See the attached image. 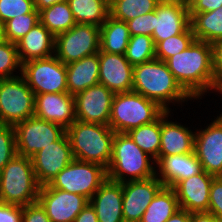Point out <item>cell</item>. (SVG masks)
<instances>
[{"instance_id": "23", "label": "cell", "mask_w": 222, "mask_h": 222, "mask_svg": "<svg viewBox=\"0 0 222 222\" xmlns=\"http://www.w3.org/2000/svg\"><path fill=\"white\" fill-rule=\"evenodd\" d=\"M170 111L160 116V150L159 156L188 154L194 152L195 134L178 123L167 121Z\"/></svg>"}, {"instance_id": "28", "label": "cell", "mask_w": 222, "mask_h": 222, "mask_svg": "<svg viewBox=\"0 0 222 222\" xmlns=\"http://www.w3.org/2000/svg\"><path fill=\"white\" fill-rule=\"evenodd\" d=\"M76 23L101 26L110 16L105 0H67Z\"/></svg>"}, {"instance_id": "47", "label": "cell", "mask_w": 222, "mask_h": 222, "mask_svg": "<svg viewBox=\"0 0 222 222\" xmlns=\"http://www.w3.org/2000/svg\"><path fill=\"white\" fill-rule=\"evenodd\" d=\"M191 212L187 210L178 209L167 221L165 222H190Z\"/></svg>"}, {"instance_id": "27", "label": "cell", "mask_w": 222, "mask_h": 222, "mask_svg": "<svg viewBox=\"0 0 222 222\" xmlns=\"http://www.w3.org/2000/svg\"><path fill=\"white\" fill-rule=\"evenodd\" d=\"M196 40L215 44L222 41V6L211 12L190 13Z\"/></svg>"}, {"instance_id": "49", "label": "cell", "mask_w": 222, "mask_h": 222, "mask_svg": "<svg viewBox=\"0 0 222 222\" xmlns=\"http://www.w3.org/2000/svg\"><path fill=\"white\" fill-rule=\"evenodd\" d=\"M167 1L182 3V4L189 6L193 0H167Z\"/></svg>"}, {"instance_id": "16", "label": "cell", "mask_w": 222, "mask_h": 222, "mask_svg": "<svg viewBox=\"0 0 222 222\" xmlns=\"http://www.w3.org/2000/svg\"><path fill=\"white\" fill-rule=\"evenodd\" d=\"M194 152L202 168L222 176V118L217 117L206 129L195 133Z\"/></svg>"}, {"instance_id": "51", "label": "cell", "mask_w": 222, "mask_h": 222, "mask_svg": "<svg viewBox=\"0 0 222 222\" xmlns=\"http://www.w3.org/2000/svg\"><path fill=\"white\" fill-rule=\"evenodd\" d=\"M217 90L222 94V85ZM220 117L222 118V113L220 114Z\"/></svg>"}, {"instance_id": "50", "label": "cell", "mask_w": 222, "mask_h": 222, "mask_svg": "<svg viewBox=\"0 0 222 222\" xmlns=\"http://www.w3.org/2000/svg\"><path fill=\"white\" fill-rule=\"evenodd\" d=\"M4 27H3V23L0 21V42L4 41Z\"/></svg>"}, {"instance_id": "40", "label": "cell", "mask_w": 222, "mask_h": 222, "mask_svg": "<svg viewBox=\"0 0 222 222\" xmlns=\"http://www.w3.org/2000/svg\"><path fill=\"white\" fill-rule=\"evenodd\" d=\"M208 212L222 221V176L215 177L212 181Z\"/></svg>"}, {"instance_id": "26", "label": "cell", "mask_w": 222, "mask_h": 222, "mask_svg": "<svg viewBox=\"0 0 222 222\" xmlns=\"http://www.w3.org/2000/svg\"><path fill=\"white\" fill-rule=\"evenodd\" d=\"M130 33L124 21L109 16L100 26V50L110 54L124 55L127 50Z\"/></svg>"}, {"instance_id": "13", "label": "cell", "mask_w": 222, "mask_h": 222, "mask_svg": "<svg viewBox=\"0 0 222 222\" xmlns=\"http://www.w3.org/2000/svg\"><path fill=\"white\" fill-rule=\"evenodd\" d=\"M36 180L40 186L52 179L74 160L71 144L65 133L59 140L49 144L31 157Z\"/></svg>"}, {"instance_id": "20", "label": "cell", "mask_w": 222, "mask_h": 222, "mask_svg": "<svg viewBox=\"0 0 222 222\" xmlns=\"http://www.w3.org/2000/svg\"><path fill=\"white\" fill-rule=\"evenodd\" d=\"M215 177L203 170L197 175L179 181L173 187L179 208L191 213L208 212L210 187Z\"/></svg>"}, {"instance_id": "48", "label": "cell", "mask_w": 222, "mask_h": 222, "mask_svg": "<svg viewBox=\"0 0 222 222\" xmlns=\"http://www.w3.org/2000/svg\"><path fill=\"white\" fill-rule=\"evenodd\" d=\"M67 0H34L35 2V9H37L38 11L50 7L56 3H60V2H64Z\"/></svg>"}, {"instance_id": "15", "label": "cell", "mask_w": 222, "mask_h": 222, "mask_svg": "<svg viewBox=\"0 0 222 222\" xmlns=\"http://www.w3.org/2000/svg\"><path fill=\"white\" fill-rule=\"evenodd\" d=\"M123 185V219L124 222H140L143 213L158 191L163 187L162 182L155 176L136 181H127Z\"/></svg>"}, {"instance_id": "14", "label": "cell", "mask_w": 222, "mask_h": 222, "mask_svg": "<svg viewBox=\"0 0 222 222\" xmlns=\"http://www.w3.org/2000/svg\"><path fill=\"white\" fill-rule=\"evenodd\" d=\"M37 201L52 222H73L89 203L82 195L51 188L48 185L40 186Z\"/></svg>"}, {"instance_id": "2", "label": "cell", "mask_w": 222, "mask_h": 222, "mask_svg": "<svg viewBox=\"0 0 222 222\" xmlns=\"http://www.w3.org/2000/svg\"><path fill=\"white\" fill-rule=\"evenodd\" d=\"M132 91L157 102L166 111H169V101L191 99L177 83L166 63L157 58L133 66Z\"/></svg>"}, {"instance_id": "9", "label": "cell", "mask_w": 222, "mask_h": 222, "mask_svg": "<svg viewBox=\"0 0 222 222\" xmlns=\"http://www.w3.org/2000/svg\"><path fill=\"white\" fill-rule=\"evenodd\" d=\"M21 76L35 95L68 92L66 65L55 55L22 63Z\"/></svg>"}, {"instance_id": "7", "label": "cell", "mask_w": 222, "mask_h": 222, "mask_svg": "<svg viewBox=\"0 0 222 222\" xmlns=\"http://www.w3.org/2000/svg\"><path fill=\"white\" fill-rule=\"evenodd\" d=\"M107 178V168L104 166L74 159L47 185L82 195L90 200Z\"/></svg>"}, {"instance_id": "44", "label": "cell", "mask_w": 222, "mask_h": 222, "mask_svg": "<svg viewBox=\"0 0 222 222\" xmlns=\"http://www.w3.org/2000/svg\"><path fill=\"white\" fill-rule=\"evenodd\" d=\"M222 6V0H193L189 7V13L211 12Z\"/></svg>"}, {"instance_id": "12", "label": "cell", "mask_w": 222, "mask_h": 222, "mask_svg": "<svg viewBox=\"0 0 222 222\" xmlns=\"http://www.w3.org/2000/svg\"><path fill=\"white\" fill-rule=\"evenodd\" d=\"M114 93L97 84L74 95L76 120L109 125Z\"/></svg>"}, {"instance_id": "31", "label": "cell", "mask_w": 222, "mask_h": 222, "mask_svg": "<svg viewBox=\"0 0 222 222\" xmlns=\"http://www.w3.org/2000/svg\"><path fill=\"white\" fill-rule=\"evenodd\" d=\"M130 138L144 152L156 161L160 150V117L152 123L141 125L127 132Z\"/></svg>"}, {"instance_id": "39", "label": "cell", "mask_w": 222, "mask_h": 222, "mask_svg": "<svg viewBox=\"0 0 222 222\" xmlns=\"http://www.w3.org/2000/svg\"><path fill=\"white\" fill-rule=\"evenodd\" d=\"M128 25L130 36L148 35L152 37L154 32V11L145 15L137 16L126 22Z\"/></svg>"}, {"instance_id": "37", "label": "cell", "mask_w": 222, "mask_h": 222, "mask_svg": "<svg viewBox=\"0 0 222 222\" xmlns=\"http://www.w3.org/2000/svg\"><path fill=\"white\" fill-rule=\"evenodd\" d=\"M16 154L14 126L0 124V171Z\"/></svg>"}, {"instance_id": "45", "label": "cell", "mask_w": 222, "mask_h": 222, "mask_svg": "<svg viewBox=\"0 0 222 222\" xmlns=\"http://www.w3.org/2000/svg\"><path fill=\"white\" fill-rule=\"evenodd\" d=\"M73 222H99L94 208L88 203Z\"/></svg>"}, {"instance_id": "5", "label": "cell", "mask_w": 222, "mask_h": 222, "mask_svg": "<svg viewBox=\"0 0 222 222\" xmlns=\"http://www.w3.org/2000/svg\"><path fill=\"white\" fill-rule=\"evenodd\" d=\"M39 189L30 157L16 154L0 171V203L26 206L38 200Z\"/></svg>"}, {"instance_id": "4", "label": "cell", "mask_w": 222, "mask_h": 222, "mask_svg": "<svg viewBox=\"0 0 222 222\" xmlns=\"http://www.w3.org/2000/svg\"><path fill=\"white\" fill-rule=\"evenodd\" d=\"M150 159L151 157L136 145L127 133H115L107 177L120 183L151 178L157 173L155 167L150 164ZM124 174L130 178L128 176L127 180Z\"/></svg>"}, {"instance_id": "32", "label": "cell", "mask_w": 222, "mask_h": 222, "mask_svg": "<svg viewBox=\"0 0 222 222\" xmlns=\"http://www.w3.org/2000/svg\"><path fill=\"white\" fill-rule=\"evenodd\" d=\"M161 0H113L110 3V16L127 22L140 15L155 11Z\"/></svg>"}, {"instance_id": "52", "label": "cell", "mask_w": 222, "mask_h": 222, "mask_svg": "<svg viewBox=\"0 0 222 222\" xmlns=\"http://www.w3.org/2000/svg\"><path fill=\"white\" fill-rule=\"evenodd\" d=\"M105 1H107L110 4L113 0H105Z\"/></svg>"}, {"instance_id": "25", "label": "cell", "mask_w": 222, "mask_h": 222, "mask_svg": "<svg viewBox=\"0 0 222 222\" xmlns=\"http://www.w3.org/2000/svg\"><path fill=\"white\" fill-rule=\"evenodd\" d=\"M67 90L75 95L99 84V52L66 65Z\"/></svg>"}, {"instance_id": "35", "label": "cell", "mask_w": 222, "mask_h": 222, "mask_svg": "<svg viewBox=\"0 0 222 222\" xmlns=\"http://www.w3.org/2000/svg\"><path fill=\"white\" fill-rule=\"evenodd\" d=\"M40 22L39 11L35 9L32 13L16 16L3 24L5 40L17 43L26 35L33 26Z\"/></svg>"}, {"instance_id": "38", "label": "cell", "mask_w": 222, "mask_h": 222, "mask_svg": "<svg viewBox=\"0 0 222 222\" xmlns=\"http://www.w3.org/2000/svg\"><path fill=\"white\" fill-rule=\"evenodd\" d=\"M35 10L34 0H0V21H6Z\"/></svg>"}, {"instance_id": "18", "label": "cell", "mask_w": 222, "mask_h": 222, "mask_svg": "<svg viewBox=\"0 0 222 222\" xmlns=\"http://www.w3.org/2000/svg\"><path fill=\"white\" fill-rule=\"evenodd\" d=\"M34 116L67 129L76 120L74 95L68 92L36 94Z\"/></svg>"}, {"instance_id": "21", "label": "cell", "mask_w": 222, "mask_h": 222, "mask_svg": "<svg viewBox=\"0 0 222 222\" xmlns=\"http://www.w3.org/2000/svg\"><path fill=\"white\" fill-rule=\"evenodd\" d=\"M89 203L94 208L99 222H124L122 183L107 178L90 198Z\"/></svg>"}, {"instance_id": "24", "label": "cell", "mask_w": 222, "mask_h": 222, "mask_svg": "<svg viewBox=\"0 0 222 222\" xmlns=\"http://www.w3.org/2000/svg\"><path fill=\"white\" fill-rule=\"evenodd\" d=\"M16 45L21 64L30 60L44 59L54 53L55 36L39 22Z\"/></svg>"}, {"instance_id": "11", "label": "cell", "mask_w": 222, "mask_h": 222, "mask_svg": "<svg viewBox=\"0 0 222 222\" xmlns=\"http://www.w3.org/2000/svg\"><path fill=\"white\" fill-rule=\"evenodd\" d=\"M14 128L17 154L30 158L66 133L63 126L36 116L17 123Z\"/></svg>"}, {"instance_id": "3", "label": "cell", "mask_w": 222, "mask_h": 222, "mask_svg": "<svg viewBox=\"0 0 222 222\" xmlns=\"http://www.w3.org/2000/svg\"><path fill=\"white\" fill-rule=\"evenodd\" d=\"M74 159L94 162L107 168L112 158L115 132L109 125L75 120L67 129Z\"/></svg>"}, {"instance_id": "17", "label": "cell", "mask_w": 222, "mask_h": 222, "mask_svg": "<svg viewBox=\"0 0 222 222\" xmlns=\"http://www.w3.org/2000/svg\"><path fill=\"white\" fill-rule=\"evenodd\" d=\"M190 26L189 7L182 3L161 0L154 11L155 45L174 35L183 33Z\"/></svg>"}, {"instance_id": "43", "label": "cell", "mask_w": 222, "mask_h": 222, "mask_svg": "<svg viewBox=\"0 0 222 222\" xmlns=\"http://www.w3.org/2000/svg\"><path fill=\"white\" fill-rule=\"evenodd\" d=\"M0 222H22V206L0 203Z\"/></svg>"}, {"instance_id": "10", "label": "cell", "mask_w": 222, "mask_h": 222, "mask_svg": "<svg viewBox=\"0 0 222 222\" xmlns=\"http://www.w3.org/2000/svg\"><path fill=\"white\" fill-rule=\"evenodd\" d=\"M100 51V27L76 23L55 37L54 55L65 65Z\"/></svg>"}, {"instance_id": "34", "label": "cell", "mask_w": 222, "mask_h": 222, "mask_svg": "<svg viewBox=\"0 0 222 222\" xmlns=\"http://www.w3.org/2000/svg\"><path fill=\"white\" fill-rule=\"evenodd\" d=\"M196 40L191 25L181 34L174 35L155 45L157 59L166 61L173 55L187 49Z\"/></svg>"}, {"instance_id": "22", "label": "cell", "mask_w": 222, "mask_h": 222, "mask_svg": "<svg viewBox=\"0 0 222 222\" xmlns=\"http://www.w3.org/2000/svg\"><path fill=\"white\" fill-rule=\"evenodd\" d=\"M159 165L158 178L163 186L174 187L179 181L197 175L203 171L195 152L188 154H176L159 156L155 161ZM162 177V178H161Z\"/></svg>"}, {"instance_id": "8", "label": "cell", "mask_w": 222, "mask_h": 222, "mask_svg": "<svg viewBox=\"0 0 222 222\" xmlns=\"http://www.w3.org/2000/svg\"><path fill=\"white\" fill-rule=\"evenodd\" d=\"M35 94L22 76L0 79V124L15 126L34 116Z\"/></svg>"}, {"instance_id": "6", "label": "cell", "mask_w": 222, "mask_h": 222, "mask_svg": "<svg viewBox=\"0 0 222 222\" xmlns=\"http://www.w3.org/2000/svg\"><path fill=\"white\" fill-rule=\"evenodd\" d=\"M166 110L140 93L130 91L114 94L109 126L115 133L129 130L157 120Z\"/></svg>"}, {"instance_id": "29", "label": "cell", "mask_w": 222, "mask_h": 222, "mask_svg": "<svg viewBox=\"0 0 222 222\" xmlns=\"http://www.w3.org/2000/svg\"><path fill=\"white\" fill-rule=\"evenodd\" d=\"M178 209L180 208L174 189L163 186L150 202L140 222H165Z\"/></svg>"}, {"instance_id": "36", "label": "cell", "mask_w": 222, "mask_h": 222, "mask_svg": "<svg viewBox=\"0 0 222 222\" xmlns=\"http://www.w3.org/2000/svg\"><path fill=\"white\" fill-rule=\"evenodd\" d=\"M18 67L21 72L22 64L19 60L17 45L7 40L0 42V79L17 77L13 71Z\"/></svg>"}, {"instance_id": "42", "label": "cell", "mask_w": 222, "mask_h": 222, "mask_svg": "<svg viewBox=\"0 0 222 222\" xmlns=\"http://www.w3.org/2000/svg\"><path fill=\"white\" fill-rule=\"evenodd\" d=\"M213 46V72H214V90L222 85V41Z\"/></svg>"}, {"instance_id": "33", "label": "cell", "mask_w": 222, "mask_h": 222, "mask_svg": "<svg viewBox=\"0 0 222 222\" xmlns=\"http://www.w3.org/2000/svg\"><path fill=\"white\" fill-rule=\"evenodd\" d=\"M125 56L132 66L156 58L154 40L151 36L143 34L130 36Z\"/></svg>"}, {"instance_id": "46", "label": "cell", "mask_w": 222, "mask_h": 222, "mask_svg": "<svg viewBox=\"0 0 222 222\" xmlns=\"http://www.w3.org/2000/svg\"><path fill=\"white\" fill-rule=\"evenodd\" d=\"M190 222H222L209 212H192Z\"/></svg>"}, {"instance_id": "19", "label": "cell", "mask_w": 222, "mask_h": 222, "mask_svg": "<svg viewBox=\"0 0 222 222\" xmlns=\"http://www.w3.org/2000/svg\"><path fill=\"white\" fill-rule=\"evenodd\" d=\"M99 84L105 85L114 94L132 91L133 66L125 54L99 51Z\"/></svg>"}, {"instance_id": "1", "label": "cell", "mask_w": 222, "mask_h": 222, "mask_svg": "<svg viewBox=\"0 0 222 222\" xmlns=\"http://www.w3.org/2000/svg\"><path fill=\"white\" fill-rule=\"evenodd\" d=\"M177 83L191 97L214 89L213 46L195 40L187 49L165 61Z\"/></svg>"}, {"instance_id": "30", "label": "cell", "mask_w": 222, "mask_h": 222, "mask_svg": "<svg viewBox=\"0 0 222 222\" xmlns=\"http://www.w3.org/2000/svg\"><path fill=\"white\" fill-rule=\"evenodd\" d=\"M39 19L55 37L76 25L67 1L40 10Z\"/></svg>"}, {"instance_id": "41", "label": "cell", "mask_w": 222, "mask_h": 222, "mask_svg": "<svg viewBox=\"0 0 222 222\" xmlns=\"http://www.w3.org/2000/svg\"><path fill=\"white\" fill-rule=\"evenodd\" d=\"M22 222H52L47 216L44 208L36 201L22 206Z\"/></svg>"}]
</instances>
